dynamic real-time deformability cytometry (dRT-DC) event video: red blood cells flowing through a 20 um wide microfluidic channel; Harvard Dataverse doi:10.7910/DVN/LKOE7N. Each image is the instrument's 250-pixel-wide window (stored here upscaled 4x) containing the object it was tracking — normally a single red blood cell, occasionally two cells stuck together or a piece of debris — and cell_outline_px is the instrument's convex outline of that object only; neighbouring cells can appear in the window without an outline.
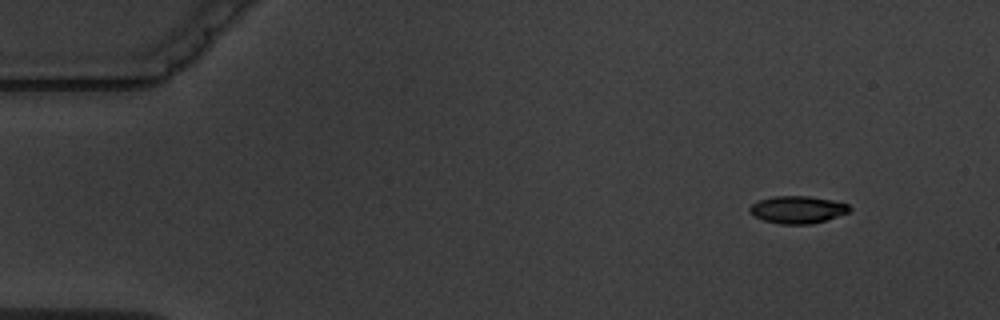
{"species": "common noctule bat (a hibernating species)", "species_latin": "Nyctalus noctula", "temperature_condition": "warm", "stored_images_in_passage": 5, "camera_frame_rate_fps": 3000, "um_per_image_px": 0.085, "animal": {"sex": "male", "body_mass_g": 19.5, "forearm_length_mm": 54.6}, "frame": {"image": 1, "passage_image": 2, "time_ms": 1.0, "image_size_px": [1000, 320], "cell_outline_px": [[852, 208], [848, 212], [812, 224], [780, 224], [764, 220], [748, 212], [748, 208], [752, 204], [760, 200], [772, 196], [808, 196], [832, 200], [848, 204]], "centroid_in_image_um": [67.77, 17.81], "position_along_channel_um": 17.2, "area_um2": 15.78}}
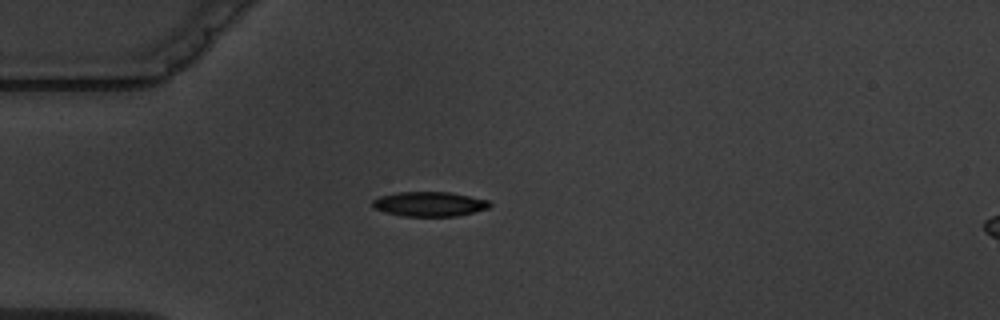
{"frame": {"image": 2, "passage_image": 5, "time_ms": 4.333, "image_size_px": [1000, 320], "cell_outline_px": [[492, 204], [488, 208], [456, 216], [404, 216], [384, 212], [372, 208], [372, 200], [380, 196], [396, 192], [452, 192], [488, 200]], "centroid_in_image_um": [36.47, 17.33], "position_along_channel_um": 48.5, "area_um2": 16.88}}